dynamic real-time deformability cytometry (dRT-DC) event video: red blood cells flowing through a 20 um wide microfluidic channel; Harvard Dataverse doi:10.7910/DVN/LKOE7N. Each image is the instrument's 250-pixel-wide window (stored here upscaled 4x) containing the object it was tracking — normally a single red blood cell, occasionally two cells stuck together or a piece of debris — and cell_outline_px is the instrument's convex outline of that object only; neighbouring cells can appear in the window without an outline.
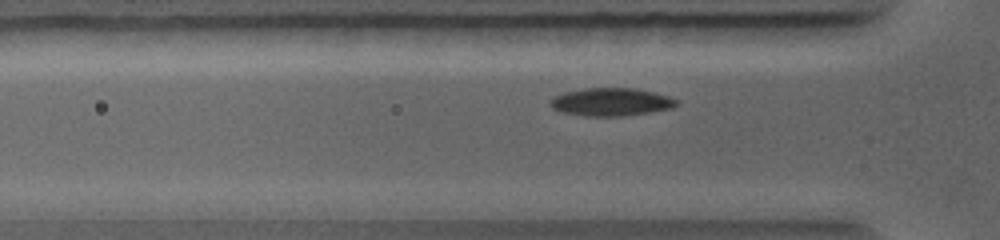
{"species": "common noctule bat (a hibernating species)", "species_latin": "Nyctalus noctula", "temperature_condition": "warm", "stored_images_in_passage": 47, "camera_frame_rate_fps": 5000, "um_per_image_px": 0.085, "animal": {"sex": "female", "body_mass_g": 19.0, "forearm_length_mm": 56.7}, "frame": {"image": 1, "passage_image": 12, "time_ms": 2.2, "image_size_px": [1000, 240], "cell_outline_px": [[680, 104], [672, 108], [624, 116], [584, 116], [564, 112], [552, 108], [548, 104], [556, 96], [564, 92], [584, 88], [636, 88], [668, 96], [676, 100]], "centroid_in_image_um": [51.95, 8.66], "position_along_channel_um": 73.9, "area_um2": 20.4}}
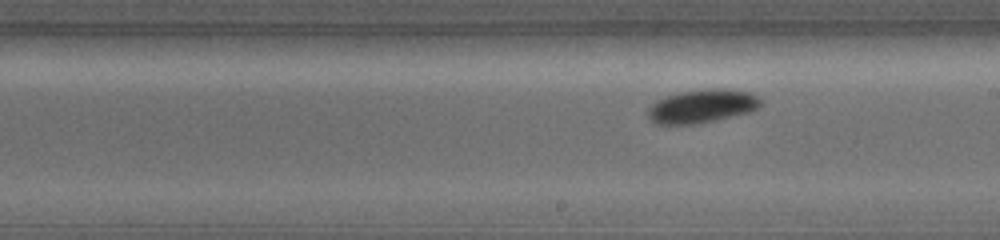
{"frame": {"image": 2, "passage_image": 27, "time_ms": 5.2, "image_size_px": [1000, 240], "cell_outline_px": [[760, 104], [752, 112], [716, 120], [696, 124], [652, 124], [648, 116], [648, 108], [656, 100], [680, 92], [712, 88], [724, 88], [748, 92], [756, 96], [760, 100]], "centroid_in_image_um": [59.65, 9.03], "position_along_channel_um": 229.4, "area_um2": 21.96}}
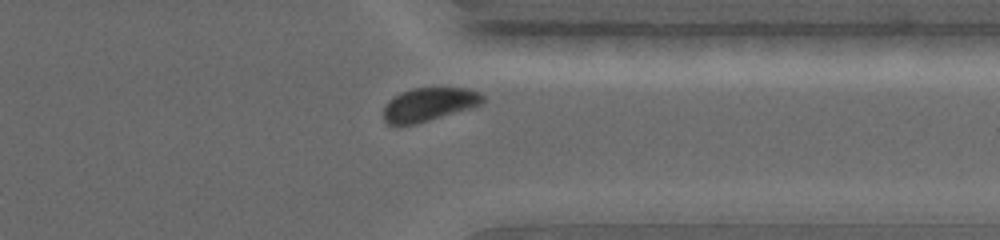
{"frame": {"image": 3, "passage_image": 41, "time_ms": 8.0, "image_size_px": [1000, 240], "cell_outline_px": [[484, 100], [480, 104], [472, 108], [416, 124], [388, 124], [384, 120], [384, 108], [388, 100], [392, 96], [400, 92], [412, 88], [464, 88], [480, 92], [484, 96]], "centroid_in_image_um": [36.46, 8.87], "position_along_channel_um": 374.9, "area_um2": 19.36}}